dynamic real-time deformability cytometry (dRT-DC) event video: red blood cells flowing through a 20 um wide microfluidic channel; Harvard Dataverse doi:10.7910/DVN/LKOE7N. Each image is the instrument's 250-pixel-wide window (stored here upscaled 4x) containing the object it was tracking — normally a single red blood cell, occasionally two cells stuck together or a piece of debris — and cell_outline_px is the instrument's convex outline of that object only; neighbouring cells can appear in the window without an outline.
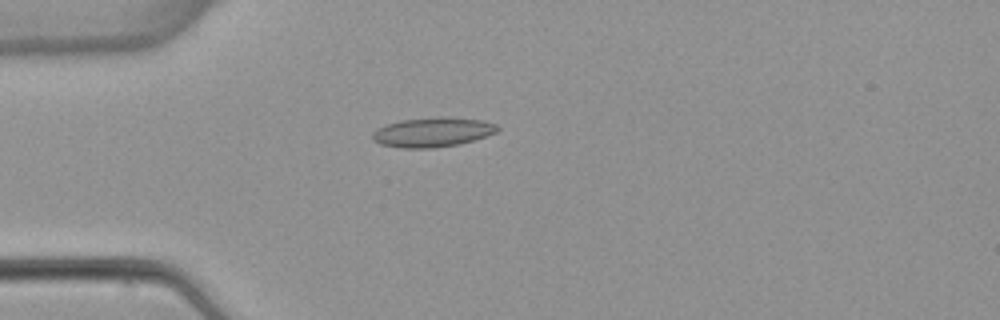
{"species": "common noctule bat (a hibernating species)", "species_latin": "Nyctalus noctula", "temperature_condition": "warm", "stored_images_in_passage": 2, "camera_frame_rate_fps": 3000, "um_per_image_px": 0.085, "animal": {"sex": "female", "body_mass_g": 22.7, "forearm_length_mm": 54.2}, "frame": {"image": 1, "passage_image": 2, "time_ms": 1.333, "image_size_px": [1000, 320], "cell_outline_px": [[500, 128], [496, 132], [460, 144], [432, 148], [400, 148], [380, 144], [372, 140], [372, 132], [376, 128], [400, 120], [440, 116], [444, 116], [484, 120], [496, 124]], "centroid_in_image_um": [36.74, 11.23], "position_along_channel_um": 48.3, "area_um2": 21.68}}